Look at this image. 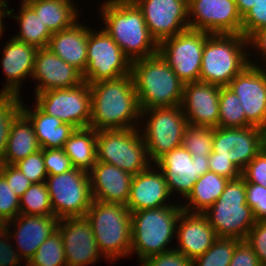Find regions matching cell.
Instances as JSON below:
<instances>
[{
    "instance_id": "6da1fadb",
    "label": "cell",
    "mask_w": 266,
    "mask_h": 266,
    "mask_svg": "<svg viewBox=\"0 0 266 266\" xmlns=\"http://www.w3.org/2000/svg\"><path fill=\"white\" fill-rule=\"evenodd\" d=\"M91 120L89 127L98 130L138 128L140 107L132 75L89 84ZM138 123V124H136Z\"/></svg>"
},
{
    "instance_id": "7a4b0ae2",
    "label": "cell",
    "mask_w": 266,
    "mask_h": 266,
    "mask_svg": "<svg viewBox=\"0 0 266 266\" xmlns=\"http://www.w3.org/2000/svg\"><path fill=\"white\" fill-rule=\"evenodd\" d=\"M101 6V20L105 23L103 29L131 62L158 53L159 44L132 0H106Z\"/></svg>"
},
{
    "instance_id": "3957f363",
    "label": "cell",
    "mask_w": 266,
    "mask_h": 266,
    "mask_svg": "<svg viewBox=\"0 0 266 266\" xmlns=\"http://www.w3.org/2000/svg\"><path fill=\"white\" fill-rule=\"evenodd\" d=\"M140 110L180 106L184 83L159 53L131 62Z\"/></svg>"
},
{
    "instance_id": "277c9868",
    "label": "cell",
    "mask_w": 266,
    "mask_h": 266,
    "mask_svg": "<svg viewBox=\"0 0 266 266\" xmlns=\"http://www.w3.org/2000/svg\"><path fill=\"white\" fill-rule=\"evenodd\" d=\"M182 211L181 204L173 203L170 206L131 212L130 256L135 252L141 263L151 256L174 249L175 246L168 248V245L176 236V226Z\"/></svg>"
},
{
    "instance_id": "5b68a950",
    "label": "cell",
    "mask_w": 266,
    "mask_h": 266,
    "mask_svg": "<svg viewBox=\"0 0 266 266\" xmlns=\"http://www.w3.org/2000/svg\"><path fill=\"white\" fill-rule=\"evenodd\" d=\"M247 47L242 34H211L203 48L199 81L228 86L249 65Z\"/></svg>"
},
{
    "instance_id": "8992f818",
    "label": "cell",
    "mask_w": 266,
    "mask_h": 266,
    "mask_svg": "<svg viewBox=\"0 0 266 266\" xmlns=\"http://www.w3.org/2000/svg\"><path fill=\"white\" fill-rule=\"evenodd\" d=\"M98 248L113 263L130 256L131 212L126 205L93 200L86 213Z\"/></svg>"
},
{
    "instance_id": "52a82bcc",
    "label": "cell",
    "mask_w": 266,
    "mask_h": 266,
    "mask_svg": "<svg viewBox=\"0 0 266 266\" xmlns=\"http://www.w3.org/2000/svg\"><path fill=\"white\" fill-rule=\"evenodd\" d=\"M203 214L218 238L245 240L256 220L246 201L244 178L229 180L218 200Z\"/></svg>"
},
{
    "instance_id": "ba28073f",
    "label": "cell",
    "mask_w": 266,
    "mask_h": 266,
    "mask_svg": "<svg viewBox=\"0 0 266 266\" xmlns=\"http://www.w3.org/2000/svg\"><path fill=\"white\" fill-rule=\"evenodd\" d=\"M96 152L98 162L115 165L132 175L154 168L140 128L98 130Z\"/></svg>"
},
{
    "instance_id": "9c48e42d",
    "label": "cell",
    "mask_w": 266,
    "mask_h": 266,
    "mask_svg": "<svg viewBox=\"0 0 266 266\" xmlns=\"http://www.w3.org/2000/svg\"><path fill=\"white\" fill-rule=\"evenodd\" d=\"M144 116H148L149 119L146 126L143 124L140 132H143L141 136L144 139L149 159L155 163L164 154L181 147L184 129L188 123L181 106L141 110L140 120L143 122Z\"/></svg>"
},
{
    "instance_id": "30bf717a",
    "label": "cell",
    "mask_w": 266,
    "mask_h": 266,
    "mask_svg": "<svg viewBox=\"0 0 266 266\" xmlns=\"http://www.w3.org/2000/svg\"><path fill=\"white\" fill-rule=\"evenodd\" d=\"M46 184L53 215L57 219L86 215L93 202L89 173L73 168L58 175L47 176Z\"/></svg>"
},
{
    "instance_id": "8fae6325",
    "label": "cell",
    "mask_w": 266,
    "mask_h": 266,
    "mask_svg": "<svg viewBox=\"0 0 266 266\" xmlns=\"http://www.w3.org/2000/svg\"><path fill=\"white\" fill-rule=\"evenodd\" d=\"M129 74H131V61L117 43L104 29L96 32L89 28L87 66L82 75L83 81L93 84Z\"/></svg>"
},
{
    "instance_id": "7c38bea8",
    "label": "cell",
    "mask_w": 266,
    "mask_h": 266,
    "mask_svg": "<svg viewBox=\"0 0 266 266\" xmlns=\"http://www.w3.org/2000/svg\"><path fill=\"white\" fill-rule=\"evenodd\" d=\"M208 32L187 29L159 43L158 53L184 83L198 82Z\"/></svg>"
},
{
    "instance_id": "4fadbf2b",
    "label": "cell",
    "mask_w": 266,
    "mask_h": 266,
    "mask_svg": "<svg viewBox=\"0 0 266 266\" xmlns=\"http://www.w3.org/2000/svg\"><path fill=\"white\" fill-rule=\"evenodd\" d=\"M36 105L47 115L59 118L75 129L88 128L91 120V92L85 81L71 88L53 89L35 95Z\"/></svg>"
},
{
    "instance_id": "5bb4252c",
    "label": "cell",
    "mask_w": 266,
    "mask_h": 266,
    "mask_svg": "<svg viewBox=\"0 0 266 266\" xmlns=\"http://www.w3.org/2000/svg\"><path fill=\"white\" fill-rule=\"evenodd\" d=\"M265 146L266 131L261 128H213L215 158L230 160L241 171Z\"/></svg>"
},
{
    "instance_id": "9a60e30c",
    "label": "cell",
    "mask_w": 266,
    "mask_h": 266,
    "mask_svg": "<svg viewBox=\"0 0 266 266\" xmlns=\"http://www.w3.org/2000/svg\"><path fill=\"white\" fill-rule=\"evenodd\" d=\"M188 20L190 29L210 34H241L242 30L235 0H188Z\"/></svg>"
},
{
    "instance_id": "2e32d148",
    "label": "cell",
    "mask_w": 266,
    "mask_h": 266,
    "mask_svg": "<svg viewBox=\"0 0 266 266\" xmlns=\"http://www.w3.org/2000/svg\"><path fill=\"white\" fill-rule=\"evenodd\" d=\"M165 176L170 195L179 193L187 198L200 176L210 171L209 156H192L178 147L164 154L155 163Z\"/></svg>"
},
{
    "instance_id": "e0dca14e",
    "label": "cell",
    "mask_w": 266,
    "mask_h": 266,
    "mask_svg": "<svg viewBox=\"0 0 266 266\" xmlns=\"http://www.w3.org/2000/svg\"><path fill=\"white\" fill-rule=\"evenodd\" d=\"M144 15L150 34L159 44L189 27L188 0H132Z\"/></svg>"
},
{
    "instance_id": "ac0fdd59",
    "label": "cell",
    "mask_w": 266,
    "mask_h": 266,
    "mask_svg": "<svg viewBox=\"0 0 266 266\" xmlns=\"http://www.w3.org/2000/svg\"><path fill=\"white\" fill-rule=\"evenodd\" d=\"M228 87L239 97L247 121L266 131V69L249 60Z\"/></svg>"
},
{
    "instance_id": "d6986e66",
    "label": "cell",
    "mask_w": 266,
    "mask_h": 266,
    "mask_svg": "<svg viewBox=\"0 0 266 266\" xmlns=\"http://www.w3.org/2000/svg\"><path fill=\"white\" fill-rule=\"evenodd\" d=\"M57 229L63 239L67 266H87L101 261L103 256L86 216L60 219Z\"/></svg>"
},
{
    "instance_id": "ffe728a7",
    "label": "cell",
    "mask_w": 266,
    "mask_h": 266,
    "mask_svg": "<svg viewBox=\"0 0 266 266\" xmlns=\"http://www.w3.org/2000/svg\"><path fill=\"white\" fill-rule=\"evenodd\" d=\"M220 87L200 81L184 84L180 106L188 125L218 127Z\"/></svg>"
},
{
    "instance_id": "44dd1931",
    "label": "cell",
    "mask_w": 266,
    "mask_h": 266,
    "mask_svg": "<svg viewBox=\"0 0 266 266\" xmlns=\"http://www.w3.org/2000/svg\"><path fill=\"white\" fill-rule=\"evenodd\" d=\"M35 94L53 89L71 88L83 82L82 74L49 48L37 49L32 72Z\"/></svg>"
},
{
    "instance_id": "7402d4cb",
    "label": "cell",
    "mask_w": 266,
    "mask_h": 266,
    "mask_svg": "<svg viewBox=\"0 0 266 266\" xmlns=\"http://www.w3.org/2000/svg\"><path fill=\"white\" fill-rule=\"evenodd\" d=\"M218 239L203 213L182 211L176 226L177 251L194 260L204 254Z\"/></svg>"
},
{
    "instance_id": "603a6c76",
    "label": "cell",
    "mask_w": 266,
    "mask_h": 266,
    "mask_svg": "<svg viewBox=\"0 0 266 266\" xmlns=\"http://www.w3.org/2000/svg\"><path fill=\"white\" fill-rule=\"evenodd\" d=\"M162 171L151 166L133 175L126 207L130 212L173 205L166 203L170 197Z\"/></svg>"
},
{
    "instance_id": "cb8c5ba5",
    "label": "cell",
    "mask_w": 266,
    "mask_h": 266,
    "mask_svg": "<svg viewBox=\"0 0 266 266\" xmlns=\"http://www.w3.org/2000/svg\"><path fill=\"white\" fill-rule=\"evenodd\" d=\"M59 219L54 215L38 216L19 214L6 224V228L14 225L15 232L10 237L15 238L21 258L27 260L33 257L39 246L58 228ZM11 224V225H10ZM10 225V226H9Z\"/></svg>"
},
{
    "instance_id": "d4e9b609",
    "label": "cell",
    "mask_w": 266,
    "mask_h": 266,
    "mask_svg": "<svg viewBox=\"0 0 266 266\" xmlns=\"http://www.w3.org/2000/svg\"><path fill=\"white\" fill-rule=\"evenodd\" d=\"M89 176L93 200L127 204L132 174L115 165L96 161Z\"/></svg>"
},
{
    "instance_id": "484cf974",
    "label": "cell",
    "mask_w": 266,
    "mask_h": 266,
    "mask_svg": "<svg viewBox=\"0 0 266 266\" xmlns=\"http://www.w3.org/2000/svg\"><path fill=\"white\" fill-rule=\"evenodd\" d=\"M37 48L12 37L3 49L2 68L6 84L0 93L21 97L19 91L25 78L32 76ZM21 83V84H20Z\"/></svg>"
},
{
    "instance_id": "4316f807",
    "label": "cell",
    "mask_w": 266,
    "mask_h": 266,
    "mask_svg": "<svg viewBox=\"0 0 266 266\" xmlns=\"http://www.w3.org/2000/svg\"><path fill=\"white\" fill-rule=\"evenodd\" d=\"M88 35L89 27L77 21L70 28L53 33L47 48L83 75L87 66Z\"/></svg>"
},
{
    "instance_id": "83f0119b",
    "label": "cell",
    "mask_w": 266,
    "mask_h": 266,
    "mask_svg": "<svg viewBox=\"0 0 266 266\" xmlns=\"http://www.w3.org/2000/svg\"><path fill=\"white\" fill-rule=\"evenodd\" d=\"M22 112L30 119L41 149H62L75 128L47 115L37 105L33 111L22 100Z\"/></svg>"
},
{
    "instance_id": "f1b7e54d",
    "label": "cell",
    "mask_w": 266,
    "mask_h": 266,
    "mask_svg": "<svg viewBox=\"0 0 266 266\" xmlns=\"http://www.w3.org/2000/svg\"><path fill=\"white\" fill-rule=\"evenodd\" d=\"M39 150L41 146L32 123L21 111L11 125L2 164L14 165Z\"/></svg>"
},
{
    "instance_id": "f546056e",
    "label": "cell",
    "mask_w": 266,
    "mask_h": 266,
    "mask_svg": "<svg viewBox=\"0 0 266 266\" xmlns=\"http://www.w3.org/2000/svg\"><path fill=\"white\" fill-rule=\"evenodd\" d=\"M40 20L52 32L70 28L78 21L77 7L73 0H26Z\"/></svg>"
},
{
    "instance_id": "4dcf8cb0",
    "label": "cell",
    "mask_w": 266,
    "mask_h": 266,
    "mask_svg": "<svg viewBox=\"0 0 266 266\" xmlns=\"http://www.w3.org/2000/svg\"><path fill=\"white\" fill-rule=\"evenodd\" d=\"M97 131L91 127L75 129L63 149L74 168L89 173L97 161Z\"/></svg>"
},
{
    "instance_id": "1f68e13d",
    "label": "cell",
    "mask_w": 266,
    "mask_h": 266,
    "mask_svg": "<svg viewBox=\"0 0 266 266\" xmlns=\"http://www.w3.org/2000/svg\"><path fill=\"white\" fill-rule=\"evenodd\" d=\"M229 180L215 172L208 171L198 178L191 193L186 198L188 203L181 205L190 213H204L221 196Z\"/></svg>"
},
{
    "instance_id": "d6a6232c",
    "label": "cell",
    "mask_w": 266,
    "mask_h": 266,
    "mask_svg": "<svg viewBox=\"0 0 266 266\" xmlns=\"http://www.w3.org/2000/svg\"><path fill=\"white\" fill-rule=\"evenodd\" d=\"M19 15L14 16V9H8V17L15 18L19 23V33L14 35L18 41L35 46L37 49L47 48L52 32L40 20L39 15L25 2H21ZM13 14V15H12Z\"/></svg>"
},
{
    "instance_id": "836d02e7",
    "label": "cell",
    "mask_w": 266,
    "mask_h": 266,
    "mask_svg": "<svg viewBox=\"0 0 266 266\" xmlns=\"http://www.w3.org/2000/svg\"><path fill=\"white\" fill-rule=\"evenodd\" d=\"M252 126L246 119L239 97L228 86L220 87L218 127L245 128Z\"/></svg>"
},
{
    "instance_id": "e575fe53",
    "label": "cell",
    "mask_w": 266,
    "mask_h": 266,
    "mask_svg": "<svg viewBox=\"0 0 266 266\" xmlns=\"http://www.w3.org/2000/svg\"><path fill=\"white\" fill-rule=\"evenodd\" d=\"M20 214L46 216L53 215L46 182L33 183L19 198Z\"/></svg>"
},
{
    "instance_id": "d590c367",
    "label": "cell",
    "mask_w": 266,
    "mask_h": 266,
    "mask_svg": "<svg viewBox=\"0 0 266 266\" xmlns=\"http://www.w3.org/2000/svg\"><path fill=\"white\" fill-rule=\"evenodd\" d=\"M26 266H67L63 239L58 229L39 246Z\"/></svg>"
},
{
    "instance_id": "8d00e7d4",
    "label": "cell",
    "mask_w": 266,
    "mask_h": 266,
    "mask_svg": "<svg viewBox=\"0 0 266 266\" xmlns=\"http://www.w3.org/2000/svg\"><path fill=\"white\" fill-rule=\"evenodd\" d=\"M240 241L236 238H218L204 254L193 260V266H229Z\"/></svg>"
},
{
    "instance_id": "74e56055",
    "label": "cell",
    "mask_w": 266,
    "mask_h": 266,
    "mask_svg": "<svg viewBox=\"0 0 266 266\" xmlns=\"http://www.w3.org/2000/svg\"><path fill=\"white\" fill-rule=\"evenodd\" d=\"M22 111V100L19 96L0 93V165L6 150L11 125Z\"/></svg>"
},
{
    "instance_id": "f35d334b",
    "label": "cell",
    "mask_w": 266,
    "mask_h": 266,
    "mask_svg": "<svg viewBox=\"0 0 266 266\" xmlns=\"http://www.w3.org/2000/svg\"><path fill=\"white\" fill-rule=\"evenodd\" d=\"M213 128L188 125L184 129L182 147L192 156H209L212 153Z\"/></svg>"
},
{
    "instance_id": "ab89813d",
    "label": "cell",
    "mask_w": 266,
    "mask_h": 266,
    "mask_svg": "<svg viewBox=\"0 0 266 266\" xmlns=\"http://www.w3.org/2000/svg\"><path fill=\"white\" fill-rule=\"evenodd\" d=\"M31 182L40 183L46 182L48 176L44 159L43 149L28 155L23 160L14 164Z\"/></svg>"
},
{
    "instance_id": "60d3db41",
    "label": "cell",
    "mask_w": 266,
    "mask_h": 266,
    "mask_svg": "<svg viewBox=\"0 0 266 266\" xmlns=\"http://www.w3.org/2000/svg\"><path fill=\"white\" fill-rule=\"evenodd\" d=\"M266 28V0L255 3L242 17L241 34L247 39L257 30Z\"/></svg>"
},
{
    "instance_id": "b9f144b4",
    "label": "cell",
    "mask_w": 266,
    "mask_h": 266,
    "mask_svg": "<svg viewBox=\"0 0 266 266\" xmlns=\"http://www.w3.org/2000/svg\"><path fill=\"white\" fill-rule=\"evenodd\" d=\"M20 214L19 197L12 191L0 174V216L7 222Z\"/></svg>"
},
{
    "instance_id": "7bdbcfd3",
    "label": "cell",
    "mask_w": 266,
    "mask_h": 266,
    "mask_svg": "<svg viewBox=\"0 0 266 266\" xmlns=\"http://www.w3.org/2000/svg\"><path fill=\"white\" fill-rule=\"evenodd\" d=\"M43 159L48 176L58 175L73 169L64 149H43Z\"/></svg>"
},
{
    "instance_id": "ee69618b",
    "label": "cell",
    "mask_w": 266,
    "mask_h": 266,
    "mask_svg": "<svg viewBox=\"0 0 266 266\" xmlns=\"http://www.w3.org/2000/svg\"><path fill=\"white\" fill-rule=\"evenodd\" d=\"M242 177L245 183L266 187V146L246 165Z\"/></svg>"
},
{
    "instance_id": "f6af8a7d",
    "label": "cell",
    "mask_w": 266,
    "mask_h": 266,
    "mask_svg": "<svg viewBox=\"0 0 266 266\" xmlns=\"http://www.w3.org/2000/svg\"><path fill=\"white\" fill-rule=\"evenodd\" d=\"M246 201L252 208L256 221L266 220V187L245 183Z\"/></svg>"
},
{
    "instance_id": "bcb514c9",
    "label": "cell",
    "mask_w": 266,
    "mask_h": 266,
    "mask_svg": "<svg viewBox=\"0 0 266 266\" xmlns=\"http://www.w3.org/2000/svg\"><path fill=\"white\" fill-rule=\"evenodd\" d=\"M257 255L259 262L266 265V220L256 221L245 239Z\"/></svg>"
},
{
    "instance_id": "7dc6e473",
    "label": "cell",
    "mask_w": 266,
    "mask_h": 266,
    "mask_svg": "<svg viewBox=\"0 0 266 266\" xmlns=\"http://www.w3.org/2000/svg\"><path fill=\"white\" fill-rule=\"evenodd\" d=\"M0 174L5 178L12 191L20 198L32 182L14 165L1 164Z\"/></svg>"
},
{
    "instance_id": "c3c4849f",
    "label": "cell",
    "mask_w": 266,
    "mask_h": 266,
    "mask_svg": "<svg viewBox=\"0 0 266 266\" xmlns=\"http://www.w3.org/2000/svg\"><path fill=\"white\" fill-rule=\"evenodd\" d=\"M141 263V266H193V260L176 249L151 256Z\"/></svg>"
},
{
    "instance_id": "681fc988",
    "label": "cell",
    "mask_w": 266,
    "mask_h": 266,
    "mask_svg": "<svg viewBox=\"0 0 266 266\" xmlns=\"http://www.w3.org/2000/svg\"><path fill=\"white\" fill-rule=\"evenodd\" d=\"M10 231L12 230L9 228L0 231V266H19L21 264L19 252L13 249L12 243H9L12 233Z\"/></svg>"
},
{
    "instance_id": "f907efd6",
    "label": "cell",
    "mask_w": 266,
    "mask_h": 266,
    "mask_svg": "<svg viewBox=\"0 0 266 266\" xmlns=\"http://www.w3.org/2000/svg\"><path fill=\"white\" fill-rule=\"evenodd\" d=\"M229 266H263L246 240H241L233 252Z\"/></svg>"
},
{
    "instance_id": "816d5d0a",
    "label": "cell",
    "mask_w": 266,
    "mask_h": 266,
    "mask_svg": "<svg viewBox=\"0 0 266 266\" xmlns=\"http://www.w3.org/2000/svg\"><path fill=\"white\" fill-rule=\"evenodd\" d=\"M209 169L211 172L227 178L228 180L237 179L242 176V171L230 160L215 158V152L209 155Z\"/></svg>"
},
{
    "instance_id": "f5cc1de1",
    "label": "cell",
    "mask_w": 266,
    "mask_h": 266,
    "mask_svg": "<svg viewBox=\"0 0 266 266\" xmlns=\"http://www.w3.org/2000/svg\"><path fill=\"white\" fill-rule=\"evenodd\" d=\"M248 45L249 47L253 46V48L257 49L258 53L262 56V60L266 63V28L260 29L255 31L249 38H248ZM266 67V65H263Z\"/></svg>"
},
{
    "instance_id": "db71d44e",
    "label": "cell",
    "mask_w": 266,
    "mask_h": 266,
    "mask_svg": "<svg viewBox=\"0 0 266 266\" xmlns=\"http://www.w3.org/2000/svg\"><path fill=\"white\" fill-rule=\"evenodd\" d=\"M239 14L243 17L244 14L260 0H235Z\"/></svg>"
},
{
    "instance_id": "11a10c76",
    "label": "cell",
    "mask_w": 266,
    "mask_h": 266,
    "mask_svg": "<svg viewBox=\"0 0 266 266\" xmlns=\"http://www.w3.org/2000/svg\"><path fill=\"white\" fill-rule=\"evenodd\" d=\"M6 9H8L7 0H0V38L4 34L3 32L5 30L2 19H4L5 16L8 17V10Z\"/></svg>"
},
{
    "instance_id": "9f6ffc18",
    "label": "cell",
    "mask_w": 266,
    "mask_h": 266,
    "mask_svg": "<svg viewBox=\"0 0 266 266\" xmlns=\"http://www.w3.org/2000/svg\"><path fill=\"white\" fill-rule=\"evenodd\" d=\"M6 224H7V221L4 220V218H2V217L0 216V231H3V230L6 229Z\"/></svg>"
}]
</instances>
